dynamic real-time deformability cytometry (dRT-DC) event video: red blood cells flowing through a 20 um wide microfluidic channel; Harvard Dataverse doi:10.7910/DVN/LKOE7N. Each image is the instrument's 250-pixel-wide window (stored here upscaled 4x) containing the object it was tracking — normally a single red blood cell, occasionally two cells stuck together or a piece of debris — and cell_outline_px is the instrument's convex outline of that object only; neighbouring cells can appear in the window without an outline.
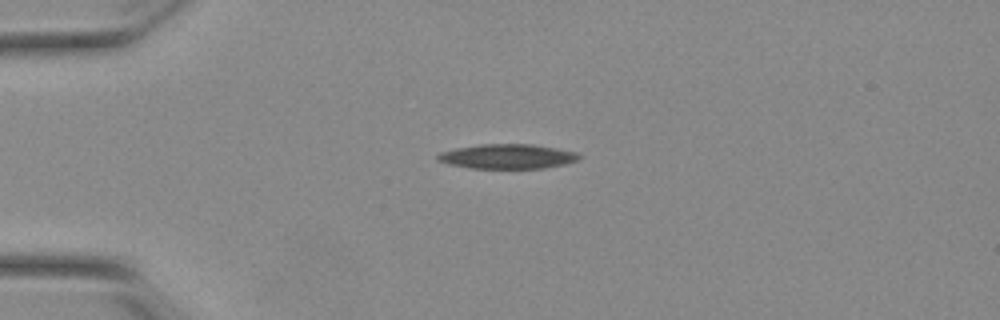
{"species": "Egyptian fruit bat (a non-hibernating species)", "species_latin": "Rousettus aegyptiacus", "temperature_condition": "warm", "stored_images_in_passage": 21, "camera_frame_rate_fps": 3000, "um_per_image_px": 0.085, "animal": {"sex": "female"}, "frame": {"image": 1, "passage_image": 1, "time_ms": 0.0, "image_size_px": [1000, 320], "cell_outline_px": [[580, 160], [564, 164], [544, 168], [472, 168], [448, 164], [440, 160], [436, 156], [440, 152], [456, 148], [484, 144], [532, 144], [556, 148], [576, 152], [580, 156]], "centroid_in_image_um": [43.16, 13.29], "position_along_channel_um": 41.8, "area_um2": 20.11}}
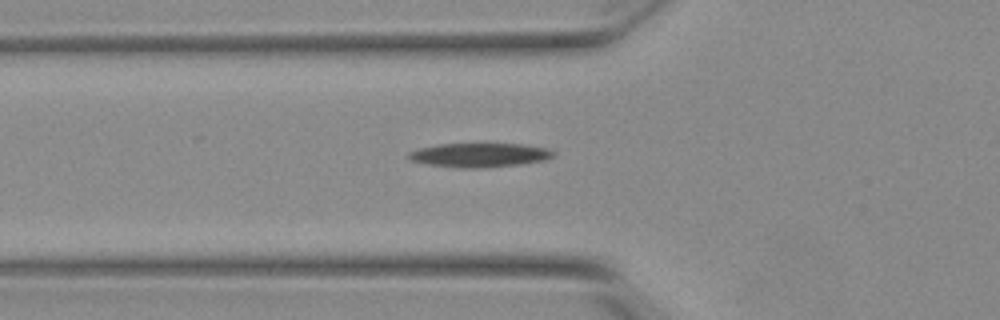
{"frame": {"image": 2, "passage_image": 7, "time_ms": 2.0, "image_size_px": [1000, 320], "cell_outline_px": [[556, 152], [552, 156], [540, 160], [516, 164], [480, 168], [464, 168], [428, 164], [412, 160], [408, 156], [408, 152], [420, 148], [440, 144], [520, 144], [544, 148]], "centroid_in_image_um": [40.7, 13.17], "position_along_channel_um": 85.1, "area_um2": 19.65}}
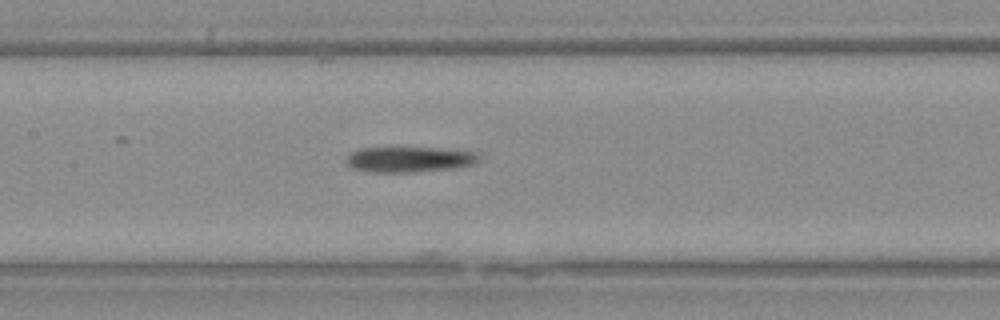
{"frame": {"image": 3, "passage_image": 14, "time_ms": 4.333, "image_size_px": [1000, 320], "cell_outline_px": [[480, 156], [472, 164], [456, 168], [412, 172], [376, 172], [352, 168], [348, 164], [348, 156], [352, 152], [364, 148], [428, 148], [476, 152]], "centroid_in_image_um": [34.8, 13.56], "position_along_channel_um": 172.6, "area_um2": 19.13}}